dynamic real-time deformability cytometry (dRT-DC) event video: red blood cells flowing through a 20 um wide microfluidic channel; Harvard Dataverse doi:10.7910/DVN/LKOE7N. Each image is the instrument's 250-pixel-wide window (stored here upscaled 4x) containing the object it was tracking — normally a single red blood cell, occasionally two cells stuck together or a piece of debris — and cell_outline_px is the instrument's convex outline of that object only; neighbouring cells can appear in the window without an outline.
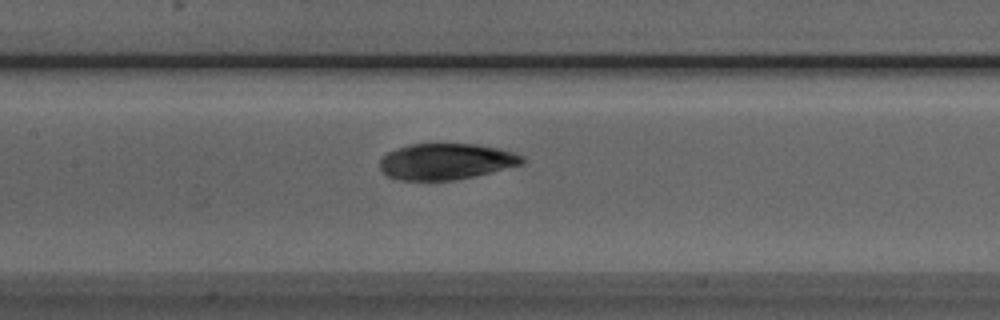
{"species": "Egyptian fruit bat (a non-hibernating species)", "species_latin": "Rousettus aegyptiacus", "temperature_condition": "room temperature", "stored_images_in_passage": 29, "camera_frame_rate_fps": 3000, "um_per_image_px": 0.085, "animal": {"sex": "male"}, "frame": {"image": 1, "passage_image": 15, "time_ms": 4.667, "image_size_px": [1000, 320], "cell_outline_px": [[524, 164], [492, 172], [456, 180], [400, 180], [388, 176], [380, 168], [380, 160], [388, 152], [396, 148], [408, 144], [476, 144], [496, 148], [512, 152], [524, 156]], "centroid_in_image_um": [37.92, 13.73], "position_along_channel_um": 169.5, "area_um2": 29.94}}
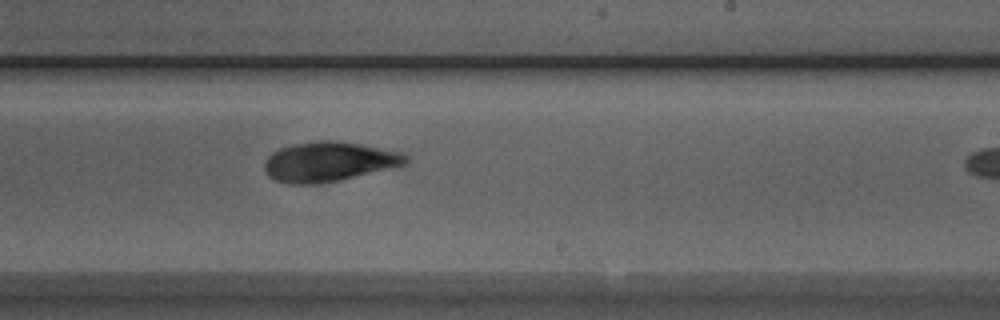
{"frame": {"image": 2, "passage_image": 22, "time_ms": 7.0, "image_size_px": [1000, 320], "cell_outline_px": [[408, 164], [392, 168], [320, 184], [288, 184], [276, 180], [268, 176], [264, 168], [264, 164], [268, 156], [272, 152], [280, 148], [296, 144], [320, 140], [336, 140], [360, 144], [404, 152], [408, 156]], "centroid_in_image_um": [27.98, 13.74], "position_along_channel_um": 261.0, "area_um2": 32.77}}
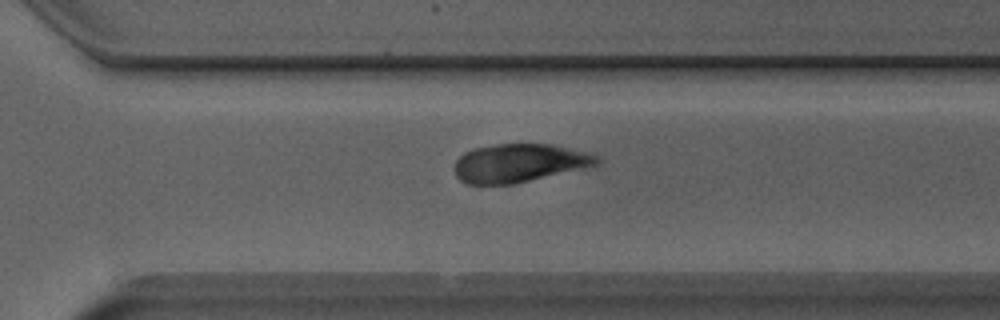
{"frame": {"image": 3, "passage_image": 27, "time_ms": 8.667, "image_size_px": [1000, 320], "cell_outline_px": [[600, 164], [512, 184], [464, 184], [456, 176], [452, 168], [456, 160], [464, 152], [472, 148], [496, 144], [552, 144], [600, 156]], "centroid_in_image_um": [44.07, 13.85], "position_along_channel_um": 326.5, "area_um2": 31.79}}